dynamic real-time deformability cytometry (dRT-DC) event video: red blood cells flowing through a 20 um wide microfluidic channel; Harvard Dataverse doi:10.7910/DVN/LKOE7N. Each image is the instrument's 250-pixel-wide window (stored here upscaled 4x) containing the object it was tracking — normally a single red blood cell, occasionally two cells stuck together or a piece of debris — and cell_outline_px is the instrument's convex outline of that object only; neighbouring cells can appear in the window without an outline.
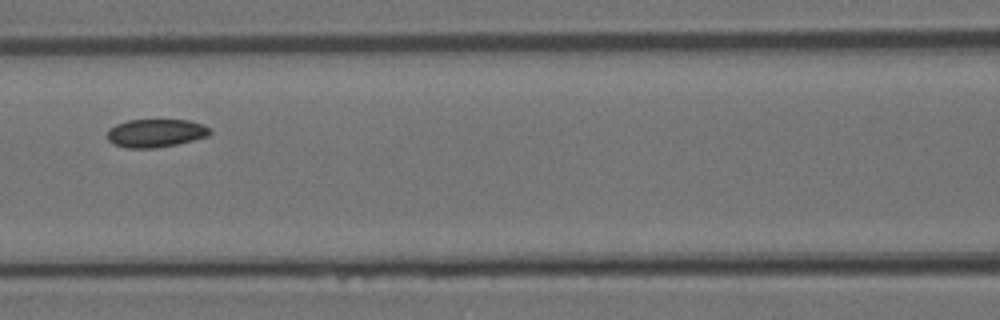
{"species": "Egyptian fruit bat (a non-hibernating species)", "species_latin": "Rousettus aegyptiacus", "temperature_condition": "room temperature", "stored_images_in_passage": 4, "camera_frame_rate_fps": 3000, "um_per_image_px": 0.085, "animal": {"sex": "female"}, "frame": {"image": 1, "passage_image": 4, "time_ms": 1.0, "image_size_px": [1000, 320], "cell_outline_px": [[212, 132], [208, 136], [176, 144], [156, 148], [128, 148], [112, 144], [108, 140], [108, 128], [116, 124], [128, 120], [188, 120], [200, 124], [208, 128]], "centroid_in_image_um": [13.19, 11.32], "position_along_channel_um": 153.4, "area_um2": 16.76}}